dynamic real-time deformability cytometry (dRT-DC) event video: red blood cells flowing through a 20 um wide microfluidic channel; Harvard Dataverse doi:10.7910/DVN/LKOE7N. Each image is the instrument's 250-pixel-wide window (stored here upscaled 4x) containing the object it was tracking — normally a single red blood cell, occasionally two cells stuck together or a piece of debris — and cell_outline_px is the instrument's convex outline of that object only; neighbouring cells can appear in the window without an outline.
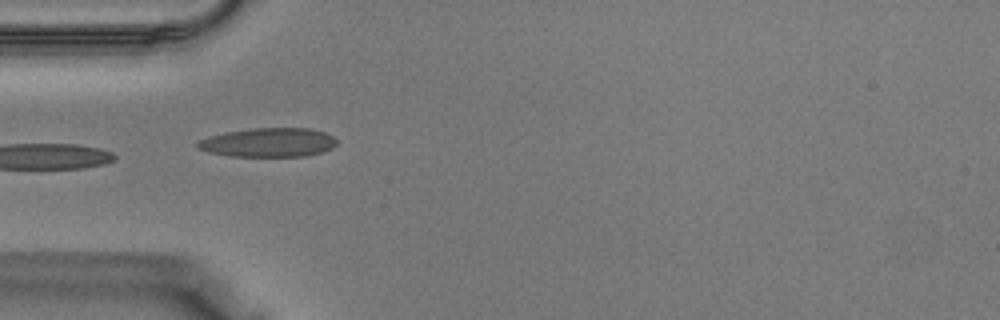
{"species": "Egyptian fruit bat (a non-hibernating species)", "species_latin": "Rousettus aegyptiacus", "temperature_condition": "warm", "stored_images_in_passage": 28, "camera_frame_rate_fps": 3000, "um_per_image_px": 0.085, "animal": {"sex": "male"}, "frame": {"image": 1, "passage_image": 1, "time_ms": 0.0, "image_size_px": [1000, 320], "cell_outline_px": [[336, 144], [332, 148], [320, 152], [304, 156], [232, 156], [208, 152], [196, 148], [196, 140], [228, 132], [252, 128], [308, 128], [324, 132], [332, 136], [336, 140]], "centroid_in_image_um": [22.79, 12.11], "position_along_channel_um": 62.2, "area_um2": 23.35}}